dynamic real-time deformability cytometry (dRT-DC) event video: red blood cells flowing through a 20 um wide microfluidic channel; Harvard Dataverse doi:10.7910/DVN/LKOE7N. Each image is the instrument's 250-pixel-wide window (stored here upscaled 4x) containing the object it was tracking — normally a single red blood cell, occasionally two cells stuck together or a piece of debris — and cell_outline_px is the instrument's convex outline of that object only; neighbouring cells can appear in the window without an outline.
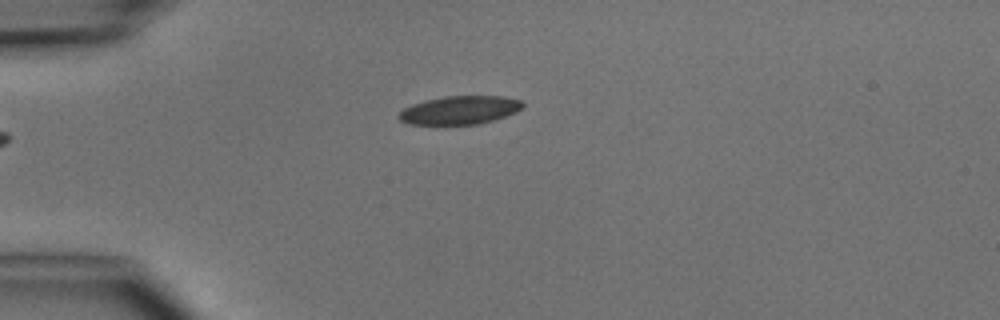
{"species": "common noctule bat (a hibernating species)", "species_latin": "Nyctalus noctula", "temperature_condition": "cold", "stored_images_in_passage": 2, "camera_frame_rate_fps": 3000, "um_per_image_px": 0.085, "animal": {"sex": "male", "body_mass_g": 15.6}, "frame": {"image": 1, "passage_image": 2, "time_ms": 1.0, "image_size_px": [1000, 320], "cell_outline_px": [[524, 108], [516, 112], [480, 124], [444, 128], [408, 124], [400, 120], [396, 116], [404, 108], [412, 104], [424, 100], [444, 96], [504, 96], [520, 100], [524, 104]], "centroid_in_image_um": [39.01, 9.41], "position_along_channel_um": 46.0, "area_um2": 21.56}}